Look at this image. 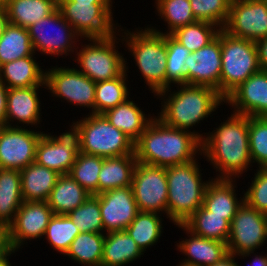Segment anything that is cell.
<instances>
[{
    "label": "cell",
    "instance_id": "25",
    "mask_svg": "<svg viewBox=\"0 0 267 266\" xmlns=\"http://www.w3.org/2000/svg\"><path fill=\"white\" fill-rule=\"evenodd\" d=\"M103 115L110 124L121 130L134 143L140 138V135L155 117H152L150 114L146 115L138 107V104L136 105L129 98L116 107L108 109Z\"/></svg>",
    "mask_w": 267,
    "mask_h": 266
},
{
    "label": "cell",
    "instance_id": "38",
    "mask_svg": "<svg viewBox=\"0 0 267 266\" xmlns=\"http://www.w3.org/2000/svg\"><path fill=\"white\" fill-rule=\"evenodd\" d=\"M221 28L207 21H196L177 28L171 35L190 52H196L213 41Z\"/></svg>",
    "mask_w": 267,
    "mask_h": 266
},
{
    "label": "cell",
    "instance_id": "34",
    "mask_svg": "<svg viewBox=\"0 0 267 266\" xmlns=\"http://www.w3.org/2000/svg\"><path fill=\"white\" fill-rule=\"evenodd\" d=\"M105 233H79L64 256L82 266H101Z\"/></svg>",
    "mask_w": 267,
    "mask_h": 266
},
{
    "label": "cell",
    "instance_id": "56",
    "mask_svg": "<svg viewBox=\"0 0 267 266\" xmlns=\"http://www.w3.org/2000/svg\"><path fill=\"white\" fill-rule=\"evenodd\" d=\"M66 0H55L56 5L58 6L60 3L64 2Z\"/></svg>",
    "mask_w": 267,
    "mask_h": 266
},
{
    "label": "cell",
    "instance_id": "39",
    "mask_svg": "<svg viewBox=\"0 0 267 266\" xmlns=\"http://www.w3.org/2000/svg\"><path fill=\"white\" fill-rule=\"evenodd\" d=\"M104 157L77 153L69 175L91 195H98L99 173Z\"/></svg>",
    "mask_w": 267,
    "mask_h": 266
},
{
    "label": "cell",
    "instance_id": "24",
    "mask_svg": "<svg viewBox=\"0 0 267 266\" xmlns=\"http://www.w3.org/2000/svg\"><path fill=\"white\" fill-rule=\"evenodd\" d=\"M35 56L23 57L0 67V81L9 88L43 86L46 89V70H42ZM35 58V59H34Z\"/></svg>",
    "mask_w": 267,
    "mask_h": 266
},
{
    "label": "cell",
    "instance_id": "41",
    "mask_svg": "<svg viewBox=\"0 0 267 266\" xmlns=\"http://www.w3.org/2000/svg\"><path fill=\"white\" fill-rule=\"evenodd\" d=\"M79 233V229L67 215L54 214L48 223L44 237L54 250L65 255Z\"/></svg>",
    "mask_w": 267,
    "mask_h": 266
},
{
    "label": "cell",
    "instance_id": "53",
    "mask_svg": "<svg viewBox=\"0 0 267 266\" xmlns=\"http://www.w3.org/2000/svg\"><path fill=\"white\" fill-rule=\"evenodd\" d=\"M12 252H10L1 262L0 266H11V263L9 262V256H11Z\"/></svg>",
    "mask_w": 267,
    "mask_h": 266
},
{
    "label": "cell",
    "instance_id": "51",
    "mask_svg": "<svg viewBox=\"0 0 267 266\" xmlns=\"http://www.w3.org/2000/svg\"><path fill=\"white\" fill-rule=\"evenodd\" d=\"M8 23L7 15L3 6H0V36L4 30L5 25Z\"/></svg>",
    "mask_w": 267,
    "mask_h": 266
},
{
    "label": "cell",
    "instance_id": "1",
    "mask_svg": "<svg viewBox=\"0 0 267 266\" xmlns=\"http://www.w3.org/2000/svg\"><path fill=\"white\" fill-rule=\"evenodd\" d=\"M201 141V153L219 175L217 179L239 178L251 167L248 116L232 113ZM207 134V136H205Z\"/></svg>",
    "mask_w": 267,
    "mask_h": 266
},
{
    "label": "cell",
    "instance_id": "7",
    "mask_svg": "<svg viewBox=\"0 0 267 266\" xmlns=\"http://www.w3.org/2000/svg\"><path fill=\"white\" fill-rule=\"evenodd\" d=\"M220 95L225 99L235 88L260 70L256 43L220 30Z\"/></svg>",
    "mask_w": 267,
    "mask_h": 266
},
{
    "label": "cell",
    "instance_id": "26",
    "mask_svg": "<svg viewBox=\"0 0 267 266\" xmlns=\"http://www.w3.org/2000/svg\"><path fill=\"white\" fill-rule=\"evenodd\" d=\"M60 174L37 162L20 170L23 201H47Z\"/></svg>",
    "mask_w": 267,
    "mask_h": 266
},
{
    "label": "cell",
    "instance_id": "43",
    "mask_svg": "<svg viewBox=\"0 0 267 266\" xmlns=\"http://www.w3.org/2000/svg\"><path fill=\"white\" fill-rule=\"evenodd\" d=\"M249 152L258 168H267V117H249Z\"/></svg>",
    "mask_w": 267,
    "mask_h": 266
},
{
    "label": "cell",
    "instance_id": "31",
    "mask_svg": "<svg viewBox=\"0 0 267 266\" xmlns=\"http://www.w3.org/2000/svg\"><path fill=\"white\" fill-rule=\"evenodd\" d=\"M22 203L20 170L0 168V224L7 228Z\"/></svg>",
    "mask_w": 267,
    "mask_h": 266
},
{
    "label": "cell",
    "instance_id": "37",
    "mask_svg": "<svg viewBox=\"0 0 267 266\" xmlns=\"http://www.w3.org/2000/svg\"><path fill=\"white\" fill-rule=\"evenodd\" d=\"M158 15L167 22V32H161L154 27L152 31L160 34H171L177 28L196 22L189 0H155Z\"/></svg>",
    "mask_w": 267,
    "mask_h": 266
},
{
    "label": "cell",
    "instance_id": "46",
    "mask_svg": "<svg viewBox=\"0 0 267 266\" xmlns=\"http://www.w3.org/2000/svg\"><path fill=\"white\" fill-rule=\"evenodd\" d=\"M255 43L260 69L267 71V37L257 40Z\"/></svg>",
    "mask_w": 267,
    "mask_h": 266
},
{
    "label": "cell",
    "instance_id": "13",
    "mask_svg": "<svg viewBox=\"0 0 267 266\" xmlns=\"http://www.w3.org/2000/svg\"><path fill=\"white\" fill-rule=\"evenodd\" d=\"M131 187L139 211L166 213L167 216L166 168L137 162Z\"/></svg>",
    "mask_w": 267,
    "mask_h": 266
},
{
    "label": "cell",
    "instance_id": "45",
    "mask_svg": "<svg viewBox=\"0 0 267 266\" xmlns=\"http://www.w3.org/2000/svg\"><path fill=\"white\" fill-rule=\"evenodd\" d=\"M246 190L243 195L244 202L259 212L267 214V168L256 170L254 179Z\"/></svg>",
    "mask_w": 267,
    "mask_h": 266
},
{
    "label": "cell",
    "instance_id": "17",
    "mask_svg": "<svg viewBox=\"0 0 267 266\" xmlns=\"http://www.w3.org/2000/svg\"><path fill=\"white\" fill-rule=\"evenodd\" d=\"M69 130L59 136L43 133L37 143L35 162L60 175L69 174L79 151L78 137Z\"/></svg>",
    "mask_w": 267,
    "mask_h": 266
},
{
    "label": "cell",
    "instance_id": "14",
    "mask_svg": "<svg viewBox=\"0 0 267 266\" xmlns=\"http://www.w3.org/2000/svg\"><path fill=\"white\" fill-rule=\"evenodd\" d=\"M53 215L45 201H23L14 221L7 227L10 251L14 254L26 241L42 238Z\"/></svg>",
    "mask_w": 267,
    "mask_h": 266
},
{
    "label": "cell",
    "instance_id": "23",
    "mask_svg": "<svg viewBox=\"0 0 267 266\" xmlns=\"http://www.w3.org/2000/svg\"><path fill=\"white\" fill-rule=\"evenodd\" d=\"M235 179L212 178L206 188L203 207L212 212V215L225 216L230 223L236 215L237 209L244 202V197L239 199L236 194Z\"/></svg>",
    "mask_w": 267,
    "mask_h": 266
},
{
    "label": "cell",
    "instance_id": "20",
    "mask_svg": "<svg viewBox=\"0 0 267 266\" xmlns=\"http://www.w3.org/2000/svg\"><path fill=\"white\" fill-rule=\"evenodd\" d=\"M237 114L267 117V71L259 70L235 88L225 102Z\"/></svg>",
    "mask_w": 267,
    "mask_h": 266
},
{
    "label": "cell",
    "instance_id": "9",
    "mask_svg": "<svg viewBox=\"0 0 267 266\" xmlns=\"http://www.w3.org/2000/svg\"><path fill=\"white\" fill-rule=\"evenodd\" d=\"M117 38L90 39L89 44L81 43V48L76 50V61L79 71L94 82L112 80L121 76L126 71L127 61L118 52Z\"/></svg>",
    "mask_w": 267,
    "mask_h": 266
},
{
    "label": "cell",
    "instance_id": "16",
    "mask_svg": "<svg viewBox=\"0 0 267 266\" xmlns=\"http://www.w3.org/2000/svg\"><path fill=\"white\" fill-rule=\"evenodd\" d=\"M43 135L25 127H0V168L21 170L36 159V147Z\"/></svg>",
    "mask_w": 267,
    "mask_h": 266
},
{
    "label": "cell",
    "instance_id": "11",
    "mask_svg": "<svg viewBox=\"0 0 267 266\" xmlns=\"http://www.w3.org/2000/svg\"><path fill=\"white\" fill-rule=\"evenodd\" d=\"M27 29L36 54L38 51L42 54L67 57L77 50L75 45L80 41V36L63 18L58 8Z\"/></svg>",
    "mask_w": 267,
    "mask_h": 266
},
{
    "label": "cell",
    "instance_id": "36",
    "mask_svg": "<svg viewBox=\"0 0 267 266\" xmlns=\"http://www.w3.org/2000/svg\"><path fill=\"white\" fill-rule=\"evenodd\" d=\"M127 73L129 70L126 65V71L121 76L96 82L94 114H103L128 99L130 93L126 82Z\"/></svg>",
    "mask_w": 267,
    "mask_h": 266
},
{
    "label": "cell",
    "instance_id": "40",
    "mask_svg": "<svg viewBox=\"0 0 267 266\" xmlns=\"http://www.w3.org/2000/svg\"><path fill=\"white\" fill-rule=\"evenodd\" d=\"M166 89L171 90V84H186L185 60L192 53L171 34H166Z\"/></svg>",
    "mask_w": 267,
    "mask_h": 266
},
{
    "label": "cell",
    "instance_id": "8",
    "mask_svg": "<svg viewBox=\"0 0 267 266\" xmlns=\"http://www.w3.org/2000/svg\"><path fill=\"white\" fill-rule=\"evenodd\" d=\"M58 9L80 39L116 38L117 23L114 24L112 3H77L66 0L58 5Z\"/></svg>",
    "mask_w": 267,
    "mask_h": 266
},
{
    "label": "cell",
    "instance_id": "2",
    "mask_svg": "<svg viewBox=\"0 0 267 266\" xmlns=\"http://www.w3.org/2000/svg\"><path fill=\"white\" fill-rule=\"evenodd\" d=\"M203 139L198 131L172 128L154 117L134 143V153L139 163L167 168L202 156Z\"/></svg>",
    "mask_w": 267,
    "mask_h": 266
},
{
    "label": "cell",
    "instance_id": "47",
    "mask_svg": "<svg viewBox=\"0 0 267 266\" xmlns=\"http://www.w3.org/2000/svg\"><path fill=\"white\" fill-rule=\"evenodd\" d=\"M7 92L8 88L0 81V127L6 126Z\"/></svg>",
    "mask_w": 267,
    "mask_h": 266
},
{
    "label": "cell",
    "instance_id": "29",
    "mask_svg": "<svg viewBox=\"0 0 267 266\" xmlns=\"http://www.w3.org/2000/svg\"><path fill=\"white\" fill-rule=\"evenodd\" d=\"M136 163L135 154L104 158L99 173L98 194L131 186Z\"/></svg>",
    "mask_w": 267,
    "mask_h": 266
},
{
    "label": "cell",
    "instance_id": "22",
    "mask_svg": "<svg viewBox=\"0 0 267 266\" xmlns=\"http://www.w3.org/2000/svg\"><path fill=\"white\" fill-rule=\"evenodd\" d=\"M176 226L186 231L189 237L175 245L177 250L187 257L177 266H211L229 254L227 243L194 235L182 224Z\"/></svg>",
    "mask_w": 267,
    "mask_h": 266
},
{
    "label": "cell",
    "instance_id": "44",
    "mask_svg": "<svg viewBox=\"0 0 267 266\" xmlns=\"http://www.w3.org/2000/svg\"><path fill=\"white\" fill-rule=\"evenodd\" d=\"M197 21H207L224 28L232 0H189Z\"/></svg>",
    "mask_w": 267,
    "mask_h": 266
},
{
    "label": "cell",
    "instance_id": "52",
    "mask_svg": "<svg viewBox=\"0 0 267 266\" xmlns=\"http://www.w3.org/2000/svg\"><path fill=\"white\" fill-rule=\"evenodd\" d=\"M77 3H112V0H70Z\"/></svg>",
    "mask_w": 267,
    "mask_h": 266
},
{
    "label": "cell",
    "instance_id": "12",
    "mask_svg": "<svg viewBox=\"0 0 267 266\" xmlns=\"http://www.w3.org/2000/svg\"><path fill=\"white\" fill-rule=\"evenodd\" d=\"M46 70V89L55 98H63L67 103L91 109L94 113L96 82L76 68L53 67Z\"/></svg>",
    "mask_w": 267,
    "mask_h": 266
},
{
    "label": "cell",
    "instance_id": "48",
    "mask_svg": "<svg viewBox=\"0 0 267 266\" xmlns=\"http://www.w3.org/2000/svg\"><path fill=\"white\" fill-rule=\"evenodd\" d=\"M7 242V228L0 224V253H10Z\"/></svg>",
    "mask_w": 267,
    "mask_h": 266
},
{
    "label": "cell",
    "instance_id": "21",
    "mask_svg": "<svg viewBox=\"0 0 267 266\" xmlns=\"http://www.w3.org/2000/svg\"><path fill=\"white\" fill-rule=\"evenodd\" d=\"M31 86L27 88H9L7 92L6 126L25 127L41 124V101L39 88ZM17 120V121H16ZM16 121V124L13 122ZM12 122V123H11ZM13 124V126H12ZM18 124H23L22 126ZM24 124H26L24 126Z\"/></svg>",
    "mask_w": 267,
    "mask_h": 266
},
{
    "label": "cell",
    "instance_id": "30",
    "mask_svg": "<svg viewBox=\"0 0 267 266\" xmlns=\"http://www.w3.org/2000/svg\"><path fill=\"white\" fill-rule=\"evenodd\" d=\"M3 7L8 23L26 29L58 8L55 0H7Z\"/></svg>",
    "mask_w": 267,
    "mask_h": 266
},
{
    "label": "cell",
    "instance_id": "42",
    "mask_svg": "<svg viewBox=\"0 0 267 266\" xmlns=\"http://www.w3.org/2000/svg\"><path fill=\"white\" fill-rule=\"evenodd\" d=\"M80 233H104L99 197L90 195L79 207L67 214Z\"/></svg>",
    "mask_w": 267,
    "mask_h": 266
},
{
    "label": "cell",
    "instance_id": "3",
    "mask_svg": "<svg viewBox=\"0 0 267 266\" xmlns=\"http://www.w3.org/2000/svg\"><path fill=\"white\" fill-rule=\"evenodd\" d=\"M176 87L178 90L174 92L168 88L156 95L164 101L156 117L172 128L190 131L225 102L218 91L208 86L182 84Z\"/></svg>",
    "mask_w": 267,
    "mask_h": 266
},
{
    "label": "cell",
    "instance_id": "18",
    "mask_svg": "<svg viewBox=\"0 0 267 266\" xmlns=\"http://www.w3.org/2000/svg\"><path fill=\"white\" fill-rule=\"evenodd\" d=\"M185 68L186 84L208 86L220 94L222 69L220 32L208 45L187 57Z\"/></svg>",
    "mask_w": 267,
    "mask_h": 266
},
{
    "label": "cell",
    "instance_id": "4",
    "mask_svg": "<svg viewBox=\"0 0 267 266\" xmlns=\"http://www.w3.org/2000/svg\"><path fill=\"white\" fill-rule=\"evenodd\" d=\"M197 157L193 161L166 168L168 185L167 218L173 224H182L203 206L206 188L210 182L202 180Z\"/></svg>",
    "mask_w": 267,
    "mask_h": 266
},
{
    "label": "cell",
    "instance_id": "6",
    "mask_svg": "<svg viewBox=\"0 0 267 266\" xmlns=\"http://www.w3.org/2000/svg\"><path fill=\"white\" fill-rule=\"evenodd\" d=\"M88 114L70 127L78 137L79 152L104 158L135 154L134 142L103 114Z\"/></svg>",
    "mask_w": 267,
    "mask_h": 266
},
{
    "label": "cell",
    "instance_id": "54",
    "mask_svg": "<svg viewBox=\"0 0 267 266\" xmlns=\"http://www.w3.org/2000/svg\"><path fill=\"white\" fill-rule=\"evenodd\" d=\"M9 253H0V262L8 255Z\"/></svg>",
    "mask_w": 267,
    "mask_h": 266
},
{
    "label": "cell",
    "instance_id": "35",
    "mask_svg": "<svg viewBox=\"0 0 267 266\" xmlns=\"http://www.w3.org/2000/svg\"><path fill=\"white\" fill-rule=\"evenodd\" d=\"M162 222V217L158 213L139 211L125 231L144 252L147 247L155 245L162 236Z\"/></svg>",
    "mask_w": 267,
    "mask_h": 266
},
{
    "label": "cell",
    "instance_id": "50",
    "mask_svg": "<svg viewBox=\"0 0 267 266\" xmlns=\"http://www.w3.org/2000/svg\"><path fill=\"white\" fill-rule=\"evenodd\" d=\"M267 253V252H266ZM255 255V258L253 259L251 266H267V254L263 255ZM249 265V266H250Z\"/></svg>",
    "mask_w": 267,
    "mask_h": 266
},
{
    "label": "cell",
    "instance_id": "55",
    "mask_svg": "<svg viewBox=\"0 0 267 266\" xmlns=\"http://www.w3.org/2000/svg\"><path fill=\"white\" fill-rule=\"evenodd\" d=\"M7 3V0H0V6H4Z\"/></svg>",
    "mask_w": 267,
    "mask_h": 266
},
{
    "label": "cell",
    "instance_id": "10",
    "mask_svg": "<svg viewBox=\"0 0 267 266\" xmlns=\"http://www.w3.org/2000/svg\"><path fill=\"white\" fill-rule=\"evenodd\" d=\"M267 242V214L248 206L245 202L237 209L230 224L227 240L228 252L244 259L254 254Z\"/></svg>",
    "mask_w": 267,
    "mask_h": 266
},
{
    "label": "cell",
    "instance_id": "19",
    "mask_svg": "<svg viewBox=\"0 0 267 266\" xmlns=\"http://www.w3.org/2000/svg\"><path fill=\"white\" fill-rule=\"evenodd\" d=\"M97 196L106 233L125 230L139 212L131 186L108 190Z\"/></svg>",
    "mask_w": 267,
    "mask_h": 266
},
{
    "label": "cell",
    "instance_id": "15",
    "mask_svg": "<svg viewBox=\"0 0 267 266\" xmlns=\"http://www.w3.org/2000/svg\"><path fill=\"white\" fill-rule=\"evenodd\" d=\"M223 30L231 36L254 42L266 38V0H232Z\"/></svg>",
    "mask_w": 267,
    "mask_h": 266
},
{
    "label": "cell",
    "instance_id": "32",
    "mask_svg": "<svg viewBox=\"0 0 267 266\" xmlns=\"http://www.w3.org/2000/svg\"><path fill=\"white\" fill-rule=\"evenodd\" d=\"M230 222L225 216L212 215L201 206L182 225L194 235L227 243L230 234Z\"/></svg>",
    "mask_w": 267,
    "mask_h": 266
},
{
    "label": "cell",
    "instance_id": "33",
    "mask_svg": "<svg viewBox=\"0 0 267 266\" xmlns=\"http://www.w3.org/2000/svg\"><path fill=\"white\" fill-rule=\"evenodd\" d=\"M34 53L28 29L7 23L0 36V67Z\"/></svg>",
    "mask_w": 267,
    "mask_h": 266
},
{
    "label": "cell",
    "instance_id": "28",
    "mask_svg": "<svg viewBox=\"0 0 267 266\" xmlns=\"http://www.w3.org/2000/svg\"><path fill=\"white\" fill-rule=\"evenodd\" d=\"M144 252L131 236L123 231L105 233L101 266H124L139 259Z\"/></svg>",
    "mask_w": 267,
    "mask_h": 266
},
{
    "label": "cell",
    "instance_id": "5",
    "mask_svg": "<svg viewBox=\"0 0 267 266\" xmlns=\"http://www.w3.org/2000/svg\"><path fill=\"white\" fill-rule=\"evenodd\" d=\"M136 29L132 33L125 30L124 35L118 34L122 38L118 40L126 44L146 85L156 97L160 91L166 89V34L152 31L148 26L145 29Z\"/></svg>",
    "mask_w": 267,
    "mask_h": 266
},
{
    "label": "cell",
    "instance_id": "27",
    "mask_svg": "<svg viewBox=\"0 0 267 266\" xmlns=\"http://www.w3.org/2000/svg\"><path fill=\"white\" fill-rule=\"evenodd\" d=\"M90 195L69 174L60 175L46 202L54 214L67 215L82 205Z\"/></svg>",
    "mask_w": 267,
    "mask_h": 266
},
{
    "label": "cell",
    "instance_id": "49",
    "mask_svg": "<svg viewBox=\"0 0 267 266\" xmlns=\"http://www.w3.org/2000/svg\"><path fill=\"white\" fill-rule=\"evenodd\" d=\"M235 255L233 254H228L226 257H224L221 261L215 263L214 265L211 266H239L235 262Z\"/></svg>",
    "mask_w": 267,
    "mask_h": 266
}]
</instances>
